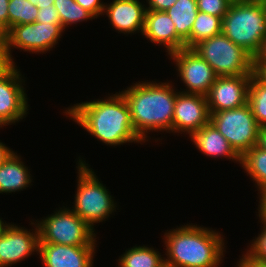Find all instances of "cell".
<instances>
[{
	"instance_id": "cell-1",
	"label": "cell",
	"mask_w": 266,
	"mask_h": 267,
	"mask_svg": "<svg viewBox=\"0 0 266 267\" xmlns=\"http://www.w3.org/2000/svg\"><path fill=\"white\" fill-rule=\"evenodd\" d=\"M64 113L106 145L143 142L134 131L128 104L120 91L104 100L74 104Z\"/></svg>"
},
{
	"instance_id": "cell-2",
	"label": "cell",
	"mask_w": 266,
	"mask_h": 267,
	"mask_svg": "<svg viewBox=\"0 0 266 267\" xmlns=\"http://www.w3.org/2000/svg\"><path fill=\"white\" fill-rule=\"evenodd\" d=\"M169 82H136L121 91L130 110L134 131L147 141L148 131L172 132L174 103L177 93Z\"/></svg>"
},
{
	"instance_id": "cell-3",
	"label": "cell",
	"mask_w": 266,
	"mask_h": 267,
	"mask_svg": "<svg viewBox=\"0 0 266 267\" xmlns=\"http://www.w3.org/2000/svg\"><path fill=\"white\" fill-rule=\"evenodd\" d=\"M165 264L173 267H218L222 263L223 237L203 226L185 225L165 233Z\"/></svg>"
},
{
	"instance_id": "cell-4",
	"label": "cell",
	"mask_w": 266,
	"mask_h": 267,
	"mask_svg": "<svg viewBox=\"0 0 266 267\" xmlns=\"http://www.w3.org/2000/svg\"><path fill=\"white\" fill-rule=\"evenodd\" d=\"M222 33L254 57L266 37V2L233 1L222 18Z\"/></svg>"
},
{
	"instance_id": "cell-5",
	"label": "cell",
	"mask_w": 266,
	"mask_h": 267,
	"mask_svg": "<svg viewBox=\"0 0 266 267\" xmlns=\"http://www.w3.org/2000/svg\"><path fill=\"white\" fill-rule=\"evenodd\" d=\"M78 162L77 192L73 211L95 230L94 223L105 221L114 210L116 203L108 189L99 181L96 174L80 158Z\"/></svg>"
},
{
	"instance_id": "cell-6",
	"label": "cell",
	"mask_w": 266,
	"mask_h": 267,
	"mask_svg": "<svg viewBox=\"0 0 266 267\" xmlns=\"http://www.w3.org/2000/svg\"><path fill=\"white\" fill-rule=\"evenodd\" d=\"M218 77L252 75L253 57L223 33L205 39L193 48Z\"/></svg>"
},
{
	"instance_id": "cell-7",
	"label": "cell",
	"mask_w": 266,
	"mask_h": 267,
	"mask_svg": "<svg viewBox=\"0 0 266 267\" xmlns=\"http://www.w3.org/2000/svg\"><path fill=\"white\" fill-rule=\"evenodd\" d=\"M37 221L39 243L68 246H96V234L85 221L68 207ZM68 208V209H67Z\"/></svg>"
},
{
	"instance_id": "cell-8",
	"label": "cell",
	"mask_w": 266,
	"mask_h": 267,
	"mask_svg": "<svg viewBox=\"0 0 266 267\" xmlns=\"http://www.w3.org/2000/svg\"><path fill=\"white\" fill-rule=\"evenodd\" d=\"M210 123L240 157L258 144L260 126L248 103L239 108L211 113Z\"/></svg>"
},
{
	"instance_id": "cell-9",
	"label": "cell",
	"mask_w": 266,
	"mask_h": 267,
	"mask_svg": "<svg viewBox=\"0 0 266 267\" xmlns=\"http://www.w3.org/2000/svg\"><path fill=\"white\" fill-rule=\"evenodd\" d=\"M63 28L59 24L34 22L12 26L6 32V51L12 64V48L22 49L30 53H45L57 44L62 36ZM12 47V48H11Z\"/></svg>"
},
{
	"instance_id": "cell-10",
	"label": "cell",
	"mask_w": 266,
	"mask_h": 267,
	"mask_svg": "<svg viewBox=\"0 0 266 267\" xmlns=\"http://www.w3.org/2000/svg\"><path fill=\"white\" fill-rule=\"evenodd\" d=\"M176 62L179 76L187 87L183 93L207 95L217 79L211 66L192 48H183L169 54Z\"/></svg>"
},
{
	"instance_id": "cell-11",
	"label": "cell",
	"mask_w": 266,
	"mask_h": 267,
	"mask_svg": "<svg viewBox=\"0 0 266 267\" xmlns=\"http://www.w3.org/2000/svg\"><path fill=\"white\" fill-rule=\"evenodd\" d=\"M23 81L15 64L0 72V123L3 127L19 122L28 113Z\"/></svg>"
},
{
	"instance_id": "cell-12",
	"label": "cell",
	"mask_w": 266,
	"mask_h": 267,
	"mask_svg": "<svg viewBox=\"0 0 266 267\" xmlns=\"http://www.w3.org/2000/svg\"><path fill=\"white\" fill-rule=\"evenodd\" d=\"M210 122L205 95L178 92L174 103L172 132L188 133L189 137Z\"/></svg>"
},
{
	"instance_id": "cell-13",
	"label": "cell",
	"mask_w": 266,
	"mask_h": 267,
	"mask_svg": "<svg viewBox=\"0 0 266 267\" xmlns=\"http://www.w3.org/2000/svg\"><path fill=\"white\" fill-rule=\"evenodd\" d=\"M252 75L217 77L206 95L209 112L234 109L248 103V88Z\"/></svg>"
},
{
	"instance_id": "cell-14",
	"label": "cell",
	"mask_w": 266,
	"mask_h": 267,
	"mask_svg": "<svg viewBox=\"0 0 266 267\" xmlns=\"http://www.w3.org/2000/svg\"><path fill=\"white\" fill-rule=\"evenodd\" d=\"M34 226L35 233L8 223L0 235V267L17 264L35 251L38 254L39 230L37 223Z\"/></svg>"
},
{
	"instance_id": "cell-15",
	"label": "cell",
	"mask_w": 266,
	"mask_h": 267,
	"mask_svg": "<svg viewBox=\"0 0 266 267\" xmlns=\"http://www.w3.org/2000/svg\"><path fill=\"white\" fill-rule=\"evenodd\" d=\"M95 246L39 243L38 254L45 267H92Z\"/></svg>"
},
{
	"instance_id": "cell-16",
	"label": "cell",
	"mask_w": 266,
	"mask_h": 267,
	"mask_svg": "<svg viewBox=\"0 0 266 267\" xmlns=\"http://www.w3.org/2000/svg\"><path fill=\"white\" fill-rule=\"evenodd\" d=\"M144 6L139 0H114L105 4L103 15L106 13L118 33H143L147 11Z\"/></svg>"
},
{
	"instance_id": "cell-17",
	"label": "cell",
	"mask_w": 266,
	"mask_h": 267,
	"mask_svg": "<svg viewBox=\"0 0 266 267\" xmlns=\"http://www.w3.org/2000/svg\"><path fill=\"white\" fill-rule=\"evenodd\" d=\"M141 35L152 43L164 45L168 55L185 48V41L176 33L174 23L165 11L147 10Z\"/></svg>"
},
{
	"instance_id": "cell-18",
	"label": "cell",
	"mask_w": 266,
	"mask_h": 267,
	"mask_svg": "<svg viewBox=\"0 0 266 267\" xmlns=\"http://www.w3.org/2000/svg\"><path fill=\"white\" fill-rule=\"evenodd\" d=\"M191 141L206 156L227 157L241 163V157L230 146L225 137L210 122L191 136Z\"/></svg>"
},
{
	"instance_id": "cell-19",
	"label": "cell",
	"mask_w": 266,
	"mask_h": 267,
	"mask_svg": "<svg viewBox=\"0 0 266 267\" xmlns=\"http://www.w3.org/2000/svg\"><path fill=\"white\" fill-rule=\"evenodd\" d=\"M30 171L14 151L0 165V193H11L29 187Z\"/></svg>"
},
{
	"instance_id": "cell-20",
	"label": "cell",
	"mask_w": 266,
	"mask_h": 267,
	"mask_svg": "<svg viewBox=\"0 0 266 267\" xmlns=\"http://www.w3.org/2000/svg\"><path fill=\"white\" fill-rule=\"evenodd\" d=\"M174 23L176 33L186 41L190 37L198 9L196 0H177L165 11Z\"/></svg>"
},
{
	"instance_id": "cell-21",
	"label": "cell",
	"mask_w": 266,
	"mask_h": 267,
	"mask_svg": "<svg viewBox=\"0 0 266 267\" xmlns=\"http://www.w3.org/2000/svg\"><path fill=\"white\" fill-rule=\"evenodd\" d=\"M222 33V18L198 11L185 48H193L199 42Z\"/></svg>"
},
{
	"instance_id": "cell-22",
	"label": "cell",
	"mask_w": 266,
	"mask_h": 267,
	"mask_svg": "<svg viewBox=\"0 0 266 267\" xmlns=\"http://www.w3.org/2000/svg\"><path fill=\"white\" fill-rule=\"evenodd\" d=\"M148 246H134L127 249L118 259V267H162L165 264V257Z\"/></svg>"
},
{
	"instance_id": "cell-23",
	"label": "cell",
	"mask_w": 266,
	"mask_h": 267,
	"mask_svg": "<svg viewBox=\"0 0 266 267\" xmlns=\"http://www.w3.org/2000/svg\"><path fill=\"white\" fill-rule=\"evenodd\" d=\"M240 165L256 182L259 192L266 189V150L258 145L252 147L241 157Z\"/></svg>"
},
{
	"instance_id": "cell-24",
	"label": "cell",
	"mask_w": 266,
	"mask_h": 267,
	"mask_svg": "<svg viewBox=\"0 0 266 267\" xmlns=\"http://www.w3.org/2000/svg\"><path fill=\"white\" fill-rule=\"evenodd\" d=\"M54 7L58 11V15L62 24V28L78 22L95 19V17L79 5L75 0H54Z\"/></svg>"
},
{
	"instance_id": "cell-25",
	"label": "cell",
	"mask_w": 266,
	"mask_h": 267,
	"mask_svg": "<svg viewBox=\"0 0 266 267\" xmlns=\"http://www.w3.org/2000/svg\"><path fill=\"white\" fill-rule=\"evenodd\" d=\"M248 104L260 127L266 126V85L259 83L253 76L248 88Z\"/></svg>"
},
{
	"instance_id": "cell-26",
	"label": "cell",
	"mask_w": 266,
	"mask_h": 267,
	"mask_svg": "<svg viewBox=\"0 0 266 267\" xmlns=\"http://www.w3.org/2000/svg\"><path fill=\"white\" fill-rule=\"evenodd\" d=\"M39 8L28 0H9L8 30L15 25L36 22Z\"/></svg>"
},
{
	"instance_id": "cell-27",
	"label": "cell",
	"mask_w": 266,
	"mask_h": 267,
	"mask_svg": "<svg viewBox=\"0 0 266 267\" xmlns=\"http://www.w3.org/2000/svg\"><path fill=\"white\" fill-rule=\"evenodd\" d=\"M263 226L261 233L253 239L252 244L244 255L248 260L253 263L266 265V220L260 221Z\"/></svg>"
},
{
	"instance_id": "cell-28",
	"label": "cell",
	"mask_w": 266,
	"mask_h": 267,
	"mask_svg": "<svg viewBox=\"0 0 266 267\" xmlns=\"http://www.w3.org/2000/svg\"><path fill=\"white\" fill-rule=\"evenodd\" d=\"M197 9L213 16L223 18L233 2L232 0H196Z\"/></svg>"
},
{
	"instance_id": "cell-29",
	"label": "cell",
	"mask_w": 266,
	"mask_h": 267,
	"mask_svg": "<svg viewBox=\"0 0 266 267\" xmlns=\"http://www.w3.org/2000/svg\"><path fill=\"white\" fill-rule=\"evenodd\" d=\"M36 22L46 23V24H59L62 27L58 11L54 7V5H50L49 7L39 8Z\"/></svg>"
},
{
	"instance_id": "cell-30",
	"label": "cell",
	"mask_w": 266,
	"mask_h": 267,
	"mask_svg": "<svg viewBox=\"0 0 266 267\" xmlns=\"http://www.w3.org/2000/svg\"><path fill=\"white\" fill-rule=\"evenodd\" d=\"M85 10L90 12L96 19L99 15L102 16L105 3H101L100 0H75Z\"/></svg>"
},
{
	"instance_id": "cell-31",
	"label": "cell",
	"mask_w": 266,
	"mask_h": 267,
	"mask_svg": "<svg viewBox=\"0 0 266 267\" xmlns=\"http://www.w3.org/2000/svg\"><path fill=\"white\" fill-rule=\"evenodd\" d=\"M12 65L6 51V32L0 30V72L7 70Z\"/></svg>"
},
{
	"instance_id": "cell-32",
	"label": "cell",
	"mask_w": 266,
	"mask_h": 267,
	"mask_svg": "<svg viewBox=\"0 0 266 267\" xmlns=\"http://www.w3.org/2000/svg\"><path fill=\"white\" fill-rule=\"evenodd\" d=\"M252 76L266 85V61H252Z\"/></svg>"
},
{
	"instance_id": "cell-33",
	"label": "cell",
	"mask_w": 266,
	"mask_h": 267,
	"mask_svg": "<svg viewBox=\"0 0 266 267\" xmlns=\"http://www.w3.org/2000/svg\"><path fill=\"white\" fill-rule=\"evenodd\" d=\"M148 2L147 10L166 11L172 7L177 0H146Z\"/></svg>"
},
{
	"instance_id": "cell-34",
	"label": "cell",
	"mask_w": 266,
	"mask_h": 267,
	"mask_svg": "<svg viewBox=\"0 0 266 267\" xmlns=\"http://www.w3.org/2000/svg\"><path fill=\"white\" fill-rule=\"evenodd\" d=\"M8 5L9 0H0V30L8 31Z\"/></svg>"
},
{
	"instance_id": "cell-35",
	"label": "cell",
	"mask_w": 266,
	"mask_h": 267,
	"mask_svg": "<svg viewBox=\"0 0 266 267\" xmlns=\"http://www.w3.org/2000/svg\"><path fill=\"white\" fill-rule=\"evenodd\" d=\"M258 215L260 220H266V189L260 192Z\"/></svg>"
},
{
	"instance_id": "cell-36",
	"label": "cell",
	"mask_w": 266,
	"mask_h": 267,
	"mask_svg": "<svg viewBox=\"0 0 266 267\" xmlns=\"http://www.w3.org/2000/svg\"><path fill=\"white\" fill-rule=\"evenodd\" d=\"M252 61H266V37L263 39L260 50L253 57Z\"/></svg>"
},
{
	"instance_id": "cell-37",
	"label": "cell",
	"mask_w": 266,
	"mask_h": 267,
	"mask_svg": "<svg viewBox=\"0 0 266 267\" xmlns=\"http://www.w3.org/2000/svg\"><path fill=\"white\" fill-rule=\"evenodd\" d=\"M260 148L266 150V126L259 128L258 144Z\"/></svg>"
},
{
	"instance_id": "cell-38",
	"label": "cell",
	"mask_w": 266,
	"mask_h": 267,
	"mask_svg": "<svg viewBox=\"0 0 266 267\" xmlns=\"http://www.w3.org/2000/svg\"><path fill=\"white\" fill-rule=\"evenodd\" d=\"M13 151L0 142V165L8 158Z\"/></svg>"
},
{
	"instance_id": "cell-39",
	"label": "cell",
	"mask_w": 266,
	"mask_h": 267,
	"mask_svg": "<svg viewBox=\"0 0 266 267\" xmlns=\"http://www.w3.org/2000/svg\"><path fill=\"white\" fill-rule=\"evenodd\" d=\"M237 265L238 267H266V265H260V264L251 262L244 255H242V258L240 259Z\"/></svg>"
},
{
	"instance_id": "cell-40",
	"label": "cell",
	"mask_w": 266,
	"mask_h": 267,
	"mask_svg": "<svg viewBox=\"0 0 266 267\" xmlns=\"http://www.w3.org/2000/svg\"><path fill=\"white\" fill-rule=\"evenodd\" d=\"M28 1H30L34 6H37L38 8L49 7L50 5H54V0H28Z\"/></svg>"
},
{
	"instance_id": "cell-41",
	"label": "cell",
	"mask_w": 266,
	"mask_h": 267,
	"mask_svg": "<svg viewBox=\"0 0 266 267\" xmlns=\"http://www.w3.org/2000/svg\"><path fill=\"white\" fill-rule=\"evenodd\" d=\"M7 225L8 223L6 224V222L4 223L2 219H0V235L2 234Z\"/></svg>"
},
{
	"instance_id": "cell-42",
	"label": "cell",
	"mask_w": 266,
	"mask_h": 267,
	"mask_svg": "<svg viewBox=\"0 0 266 267\" xmlns=\"http://www.w3.org/2000/svg\"><path fill=\"white\" fill-rule=\"evenodd\" d=\"M162 267H173V266H170V265L164 264Z\"/></svg>"
}]
</instances>
